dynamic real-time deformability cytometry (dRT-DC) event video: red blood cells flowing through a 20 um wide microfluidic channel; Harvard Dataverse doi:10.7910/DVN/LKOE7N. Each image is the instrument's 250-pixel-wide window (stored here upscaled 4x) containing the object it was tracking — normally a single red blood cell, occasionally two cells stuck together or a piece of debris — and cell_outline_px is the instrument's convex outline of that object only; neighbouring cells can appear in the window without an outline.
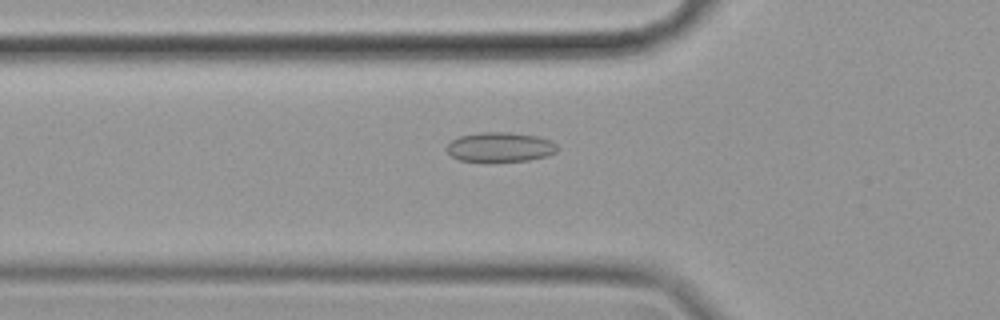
{"species": "common noctule bat (a hibernating species)", "species_latin": "Nyctalus noctula", "temperature_condition": "cold", "stored_images_in_passage": 57, "camera_frame_rate_fps": 3000, "um_per_image_px": 0.085, "animal": {"sex": "female", "body_mass_g": 19.9}, "frame": {"image": 1, "passage_image": 19, "time_ms": 6.0, "image_size_px": [1000, 320], "cell_outline_px": [[560, 148], [556, 152], [548, 156], [528, 160], [460, 160], [452, 156], [448, 152], [448, 144], [452, 140], [460, 136], [480, 132], [508, 132], [536, 136], [552, 140]], "centroid_in_image_um": [42.57, 12.48], "position_along_channel_um": 83.2, "area_um2": 18.73}}
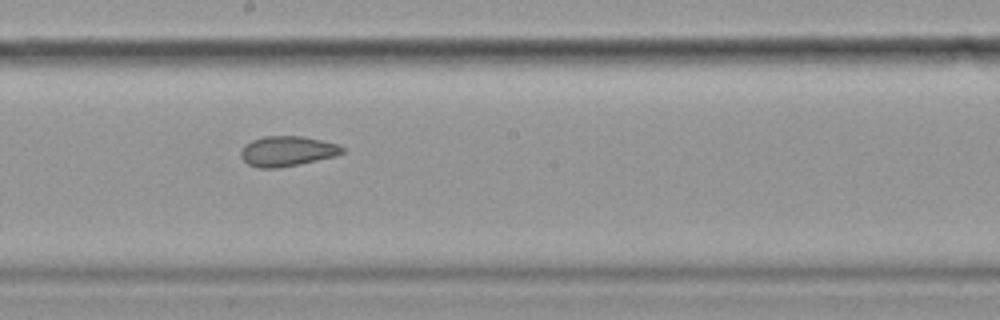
{"frame": {"image": 2, "passage_image": 31, "time_ms": 10.0, "image_size_px": [1000, 320], "cell_outline_px": [[344, 152], [336, 156], [300, 164], [276, 168], [260, 168], [248, 164], [240, 156], [240, 152], [244, 144], [252, 140], [264, 136], [304, 136], [340, 144], [344, 148]], "centroid_in_image_um": [24.43, 12.84], "position_along_channel_um": 223.8, "area_um2": 17.98}}
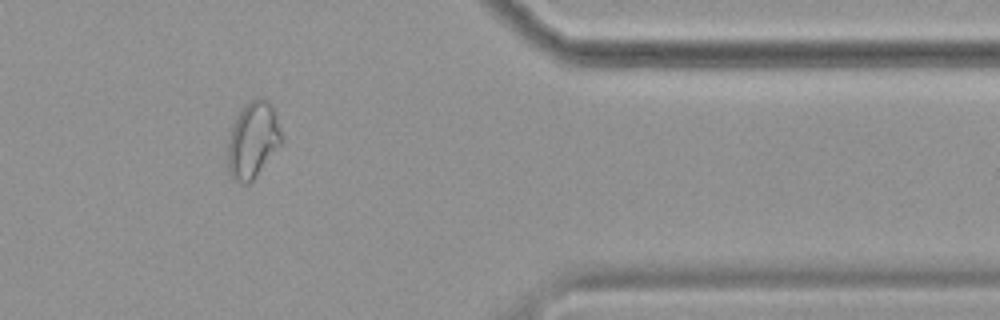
{"frame": {"image": 3, "passage_image": 47, "time_ms": 15.333, "image_size_px": [1000, 320], "cell_outline_px": [[280, 144], [256, 176], [248, 184], [244, 184], [236, 180], [232, 176], [228, 168], [228, 140], [236, 116], [244, 104], [248, 100], [260, 96], [268, 100], [272, 104], [276, 112], [280, 128]], "centroid_in_image_um": [21.49, 11.83], "position_along_channel_um": 389.9, "area_um2": 23.7}, "authors_computed_cell_mechanics": {"area_um2": 20.7502, "velocity_mm_per_s": 3.5008, "shape_relaxation_time_tau1_ms": null, "shape_relaxation_time_tau2_ms": 1.9953, "deformation_change_tau1": null, "deformation_change_tau2": 0.077}}